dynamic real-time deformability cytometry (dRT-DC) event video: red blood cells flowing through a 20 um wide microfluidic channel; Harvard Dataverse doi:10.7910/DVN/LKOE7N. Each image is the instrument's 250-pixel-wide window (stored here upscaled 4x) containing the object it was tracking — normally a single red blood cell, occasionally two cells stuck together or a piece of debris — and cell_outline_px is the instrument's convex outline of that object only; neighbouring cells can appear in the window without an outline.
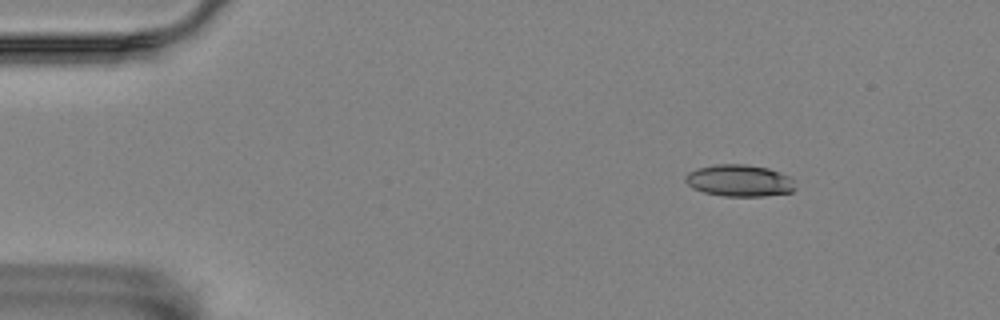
{"species": "Egyptian fruit bat (a non-hibernating species)", "species_latin": "Rousettus aegyptiacus", "temperature_condition": "room temperature", "stored_images_in_passage": 5, "camera_frame_rate_fps": 3000, "um_per_image_px": 0.085, "animal": {"sex": "female"}, "frame": {"image": 1, "passage_image": 1, "time_ms": 0.0, "image_size_px": [1000, 320], "cell_outline_px": [[796, 188], [792, 192], [764, 196], [724, 196], [704, 192], [692, 188], [684, 180], [684, 176], [688, 172], [696, 168], [716, 164], [744, 164], [768, 168], [792, 176]], "centroid_in_image_um": [62.86, 15.34], "position_along_channel_um": 22.1, "area_um2": 20.63}}
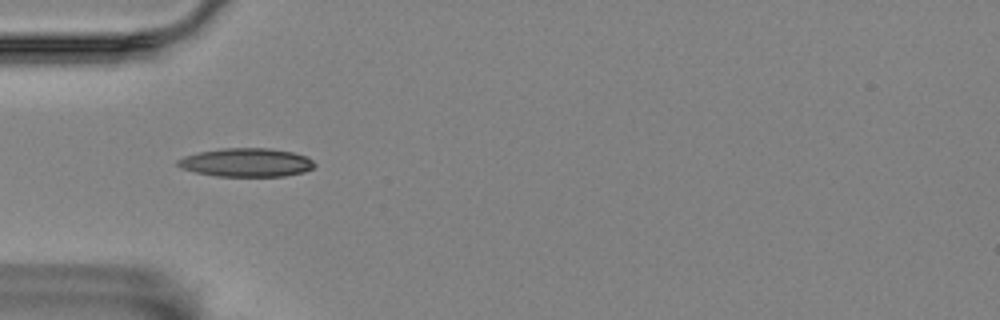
{"frame": {"image": 2, "passage_image": 4, "time_ms": 1.0, "image_size_px": [1000, 320], "cell_outline_px": [[316, 164], [312, 168], [304, 172], [284, 176], [216, 176], [196, 172], [180, 168], [176, 164], [176, 160], [184, 156], [200, 152], [220, 148], [268, 148], [292, 152], [308, 156]], "centroid_in_image_um": [20.94, 13.81], "position_along_channel_um": 64.1, "area_um2": 22.83}}
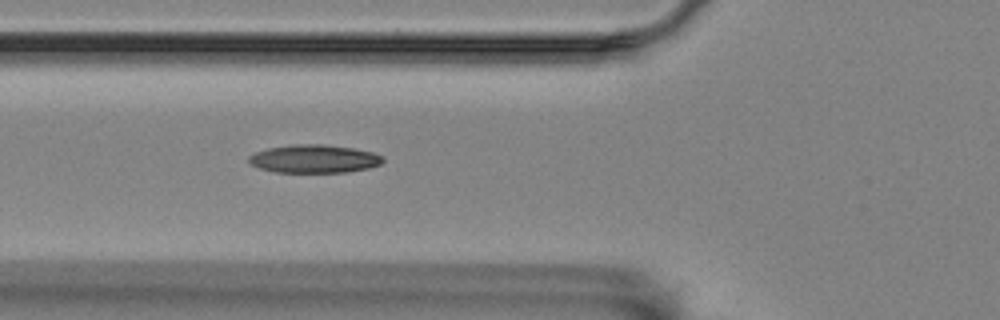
{"frame": {"image": 3, "passage_image": 5, "time_ms": 1.333, "image_size_px": [1000, 320], "cell_outline_px": [[384, 160], [380, 164], [368, 168], [348, 172], [276, 172], [260, 168], [252, 164], [248, 160], [248, 156], [256, 152], [268, 148], [296, 144], [320, 144], [352, 148], [372, 152], [380, 156]], "centroid_in_image_um": [26.69, 13.5], "position_along_channel_um": 99.1, "area_um2": 21.73}}